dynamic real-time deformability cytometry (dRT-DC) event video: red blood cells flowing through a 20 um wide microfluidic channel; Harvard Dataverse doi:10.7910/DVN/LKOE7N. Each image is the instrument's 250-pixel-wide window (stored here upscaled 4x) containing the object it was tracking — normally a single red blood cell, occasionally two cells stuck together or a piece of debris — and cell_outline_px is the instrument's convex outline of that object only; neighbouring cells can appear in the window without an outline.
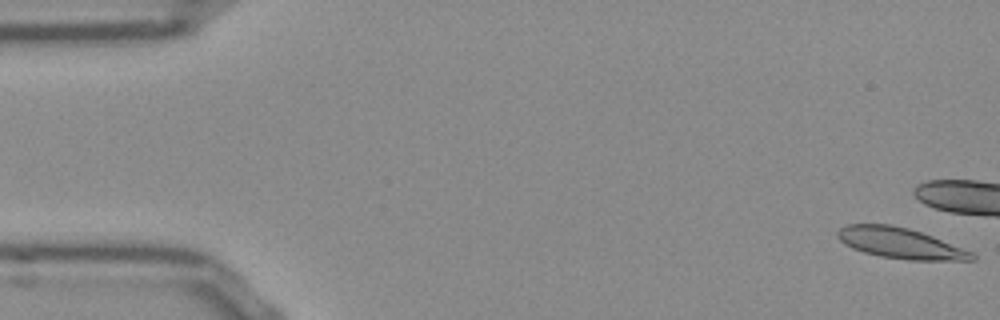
{"species": "Egyptian fruit bat (a non-hibernating species)", "species_latin": "Rousettus aegyptiacus", "temperature_condition": "room temperature", "stored_images_in_passage": 11, "camera_frame_rate_fps": 3000, "um_per_image_px": 0.085, "frame": {"image": 1, "passage_image": 1, "time_ms": 0.0, "image_size_px": [1000, 320], "cell_outline_px": [[976, 260], [908, 260], [880, 256], [864, 252], [852, 248], [844, 244], [836, 236], [836, 232], [840, 228], [848, 224], [892, 224], [908, 228], [932, 236], [972, 252], [976, 256]], "centroid_in_image_um": [76.49, 20.67], "position_along_channel_um": 8.5, "area_um2": 23.93}}